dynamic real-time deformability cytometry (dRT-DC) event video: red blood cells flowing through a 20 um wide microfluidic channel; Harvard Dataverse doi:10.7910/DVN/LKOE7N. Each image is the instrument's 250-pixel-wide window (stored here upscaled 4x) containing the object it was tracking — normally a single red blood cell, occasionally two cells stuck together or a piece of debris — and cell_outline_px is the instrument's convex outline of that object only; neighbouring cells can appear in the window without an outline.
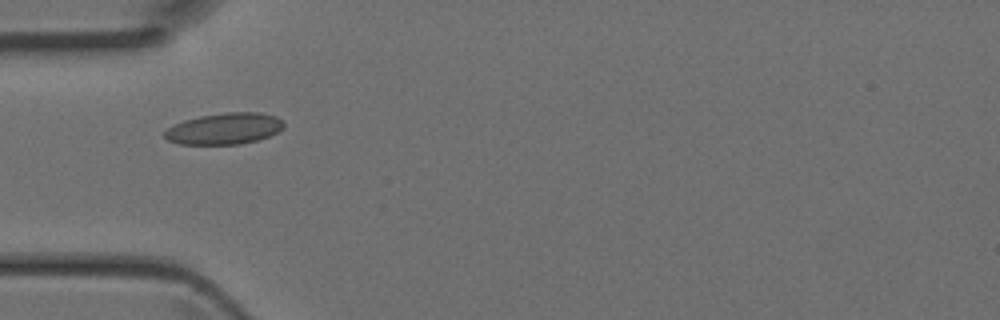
{"species": "Egyptian fruit bat (a non-hibernating species)", "species_latin": "Rousettus aegyptiacus", "temperature_condition": "room temperature", "stored_images_in_passage": 5, "camera_frame_rate_fps": 3000, "um_per_image_px": 0.085, "animal": {"sex": "female"}, "frame": {"image": 1, "passage_image": 4, "time_ms": 1.0, "image_size_px": [1000, 320], "cell_outline_px": [[284, 128], [268, 136], [256, 140], [240, 144], [180, 144], [168, 140], [164, 136], [164, 132], [168, 128], [184, 120], [200, 116], [224, 112], [260, 112], [276, 116], [284, 124]], "centroid_in_image_um": [19.07, 10.93], "position_along_channel_um": 65.9, "area_um2": 21.62}}
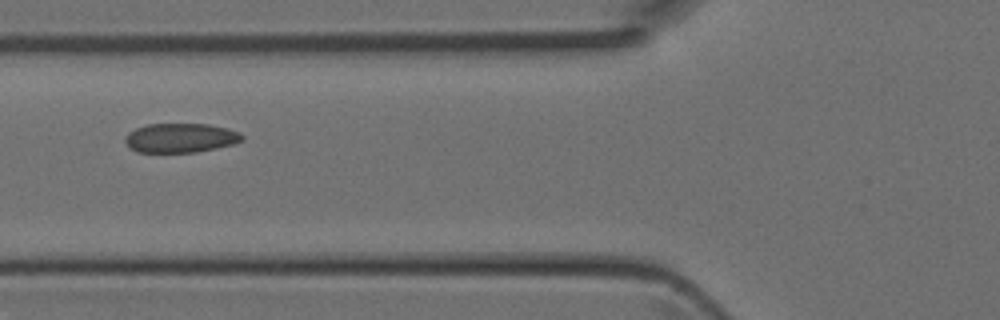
{"frame": {"image": 2, "passage_image": 5, "time_ms": 1.333, "image_size_px": [1000, 320], "cell_outline_px": [[244, 140], [232, 144], [216, 148], [196, 152], [136, 152], [124, 140], [124, 136], [128, 132], [136, 128], [148, 124], [208, 124], [228, 128], [240, 132], [244, 136]], "centroid_in_image_um": [15.36, 11.71], "position_along_channel_um": 110.4, "area_um2": 20.0}}